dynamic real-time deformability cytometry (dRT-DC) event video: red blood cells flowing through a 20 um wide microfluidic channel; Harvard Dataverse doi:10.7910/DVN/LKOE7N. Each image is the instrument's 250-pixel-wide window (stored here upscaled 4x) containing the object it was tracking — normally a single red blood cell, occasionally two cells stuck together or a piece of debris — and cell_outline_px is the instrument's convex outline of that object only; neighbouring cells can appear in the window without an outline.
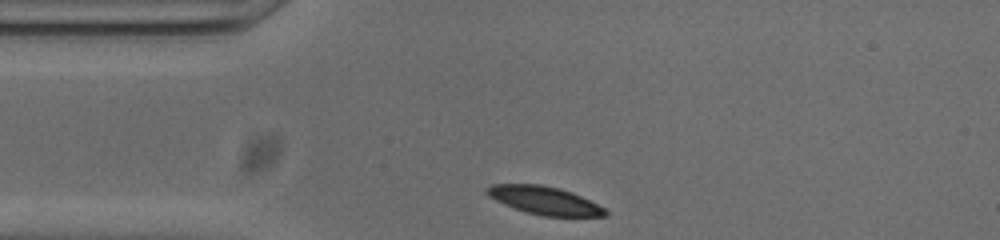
{"species": "common noctule bat (a hibernating species)", "species_latin": "Nyctalus noctula", "temperature_condition": "cold", "stored_images_in_passage": 31, "camera_frame_rate_fps": 3000, "um_per_image_px": 0.085, "animal": {"sex": "male", "body_mass_g": 20.0, "forearm_length_mm": 53.3}, "frame": {"image": 1, "passage_image": 1, "time_ms": 0.0, "image_size_px": [1000, 240], "cell_outline_px": [[608, 216], [544, 216], [528, 212], [504, 204], [488, 196], [484, 192], [484, 188], [492, 184], [540, 184], [560, 188], [572, 192], [604, 208], [608, 212]], "centroid_in_image_um": [46.25, 17.02], "position_along_channel_um": 38.8, "area_um2": 19.19}}
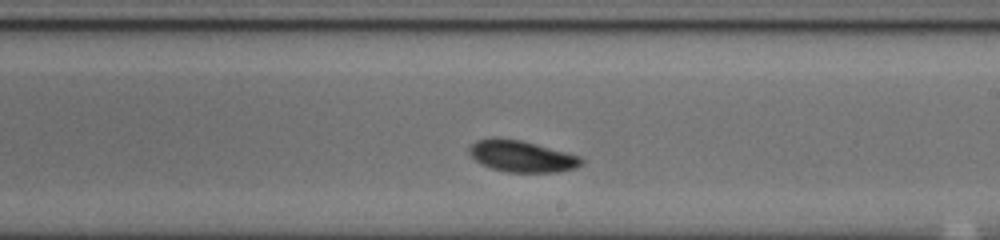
{"frame": {"image": 2, "passage_image": 19, "time_ms": 6.0, "image_size_px": [1000, 240], "cell_outline_px": [[584, 164], [576, 168], [560, 172], [508, 172], [492, 168], [476, 160], [468, 152], [468, 148], [476, 140], [492, 136], [520, 140], [536, 144], [580, 156], [584, 160]], "centroid_in_image_um": [44.36, 13.27], "position_along_channel_um": 244.6, "area_um2": 20.63}}
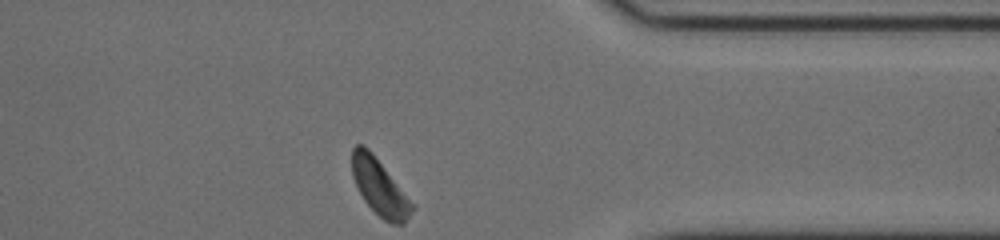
{"frame": {"image": 3, "passage_image": 31, "time_ms": 10.0, "image_size_px": [1000, 240], "cell_outline_px": [[416, 208], [404, 224], [388, 224], [364, 200], [352, 176], [352, 148], [356, 144], [360, 144], [368, 148], [372, 152]], "centroid_in_image_um": [32.27, 15.93], "position_along_channel_um": 379.1, "area_um2": 19.31}, "authors_computed_cell_mechanics": {"area_um2": 20.3456, "velocity_mm_per_s": 3.7595, "shape_relaxation_time_tau1_ms": 2.5729, "shape_relaxation_time_tau2_ms": null, "deformation_change_tau1": 0.1262, "deformation_change_tau2": null}}